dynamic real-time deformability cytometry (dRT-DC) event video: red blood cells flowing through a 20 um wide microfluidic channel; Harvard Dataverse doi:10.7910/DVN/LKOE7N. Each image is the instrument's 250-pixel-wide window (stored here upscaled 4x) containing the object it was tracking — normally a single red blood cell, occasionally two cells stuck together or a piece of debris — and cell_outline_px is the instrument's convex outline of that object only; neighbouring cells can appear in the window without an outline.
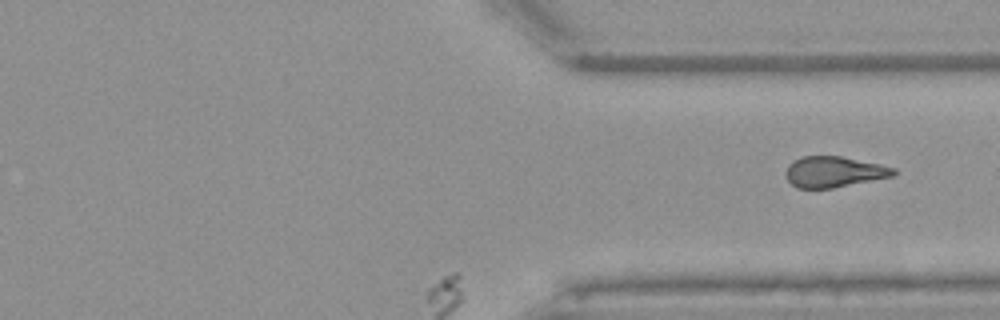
{"species": "Egyptian fruit bat (a non-hibernating species)", "species_latin": "Rousettus aegyptiacus", "temperature_condition": "warm", "stored_images_in_passage": 34, "camera_frame_rate_fps": 3000, "um_per_image_px": 0.085, "animal": {"sex": "female"}, "frame": {"image": 1, "passage_image": 34, "time_ms": 11.0, "image_size_px": [1000, 320], "cell_outline_px": [[896, 176], [832, 188], [796, 188], [784, 176], [784, 172], [788, 164], [792, 160], [804, 156], [840, 156], [880, 164], [896, 168]], "centroid_in_image_um": [70.88, 14.61], "position_along_channel_um": 340.5, "area_um2": 19.59}}